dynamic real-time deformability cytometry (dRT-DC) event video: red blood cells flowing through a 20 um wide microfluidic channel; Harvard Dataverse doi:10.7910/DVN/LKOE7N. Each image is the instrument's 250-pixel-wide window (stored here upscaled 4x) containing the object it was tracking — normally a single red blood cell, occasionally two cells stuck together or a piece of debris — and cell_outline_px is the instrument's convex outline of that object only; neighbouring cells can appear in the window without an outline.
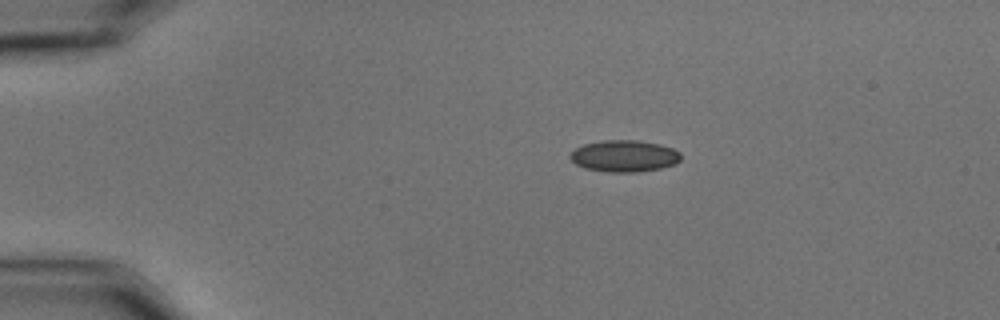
{"species": "common noctule bat (a hibernating species)", "species_latin": "Nyctalus noctula", "temperature_condition": "cold", "stored_images_in_passage": 47, "camera_frame_rate_fps": 3000, "um_per_image_px": 0.085, "animal": {"sex": "male", "body_mass_g": 15.6}, "frame": {"image": 1, "passage_image": 1, "time_ms": 0.0, "image_size_px": [1000, 320], "cell_outline_px": [[680, 160], [676, 164], [660, 168], [636, 172], [608, 172], [584, 168], [576, 164], [568, 156], [576, 148], [584, 144], [604, 140], [636, 140], [660, 144], [672, 148], [680, 152]], "centroid_in_image_um": [53.06, 13.26], "position_along_channel_um": 31.9, "area_um2": 20.4}}
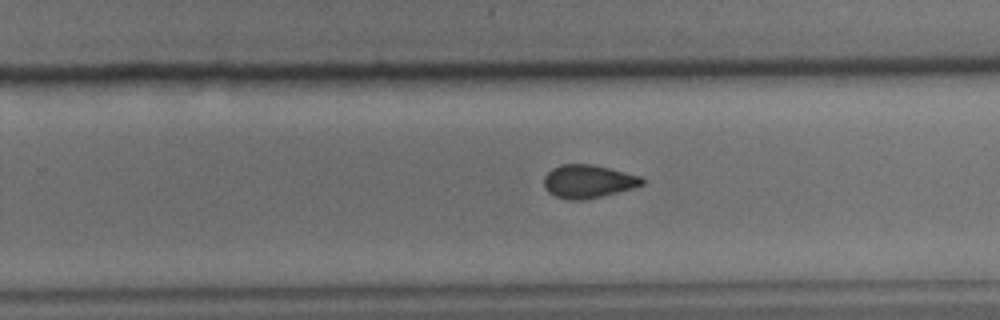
{"frame": {"image": 2, "passage_image": 27, "time_ms": 8.667, "image_size_px": [1000, 320], "cell_outline_px": [[644, 184], [632, 188], [584, 200], [568, 200], [556, 196], [548, 192], [544, 188], [544, 176], [552, 168], [560, 164], [592, 164], [640, 176], [644, 180]], "centroid_in_image_um": [49.95, 15.41], "position_along_channel_um": 279.9, "area_um2": 18.84}}
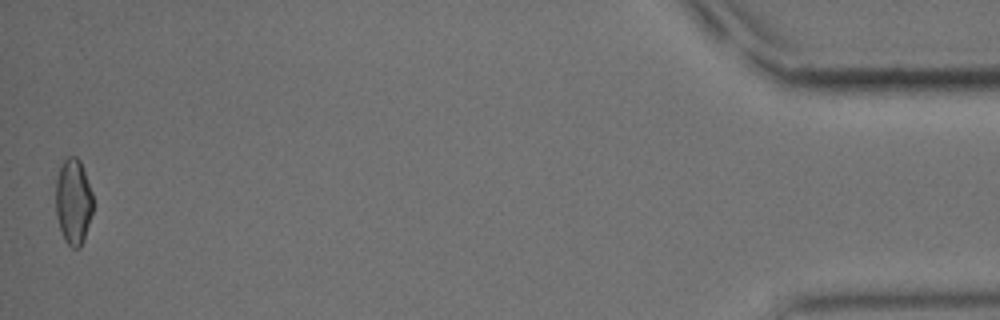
{"frame": {"image": 3, "passage_image": 47, "time_ms": 15.333, "image_size_px": [1000, 320], "cell_outline_px": [[92, 212], [84, 240], [80, 248], [72, 248], [64, 240], [56, 216], [56, 180], [60, 168], [64, 160], [68, 156], [76, 156], [80, 160], [92, 192]], "centroid_in_image_um": [6.23, 17.15], "position_along_channel_um": 429.0, "area_um2": 18.55}, "authors_computed_cell_mechanics": {"area_um2": 19.363, "velocity_mm_per_s": 3.4914, "shape_relaxation_time_tau1_ms": null, "shape_relaxation_time_tau2_ms": 2.5187, "deformation_change_tau1": null, "deformation_change_tau2": 0.0678}}